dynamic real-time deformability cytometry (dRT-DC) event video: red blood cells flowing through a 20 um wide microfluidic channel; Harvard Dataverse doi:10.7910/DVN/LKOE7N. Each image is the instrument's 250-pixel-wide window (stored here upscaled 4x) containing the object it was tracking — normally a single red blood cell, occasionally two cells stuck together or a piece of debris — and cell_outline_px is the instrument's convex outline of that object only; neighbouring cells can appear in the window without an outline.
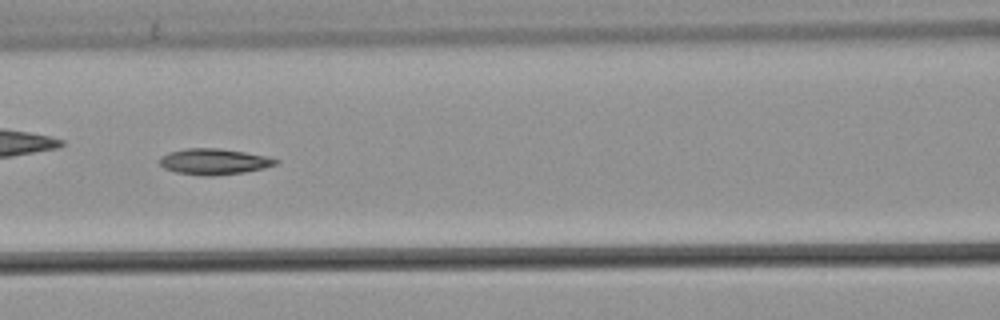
{"species": "common noctule bat (a hibernating species)", "species_latin": "Nyctalus noctula", "temperature_condition": "warm", "stored_images_in_passage": 52, "camera_frame_rate_fps": 3000, "um_per_image_px": 0.085, "animal": {"sex": "male", "body_mass_g": 21.5, "forearm_length_mm": 52.0}, "frame": {"image": 1, "passage_image": 23, "time_ms": 7.333, "image_size_px": [1000, 320], "cell_outline_px": [[280, 160], [276, 164], [264, 168], [244, 172], [212, 176], [204, 176], [176, 172], [164, 168], [160, 164], [160, 156], [168, 152], [188, 148], [220, 148], [244, 152], [264, 156]], "centroid_in_image_um": [18.16, 13.73], "position_along_channel_um": 148.4, "area_um2": 17.46}}